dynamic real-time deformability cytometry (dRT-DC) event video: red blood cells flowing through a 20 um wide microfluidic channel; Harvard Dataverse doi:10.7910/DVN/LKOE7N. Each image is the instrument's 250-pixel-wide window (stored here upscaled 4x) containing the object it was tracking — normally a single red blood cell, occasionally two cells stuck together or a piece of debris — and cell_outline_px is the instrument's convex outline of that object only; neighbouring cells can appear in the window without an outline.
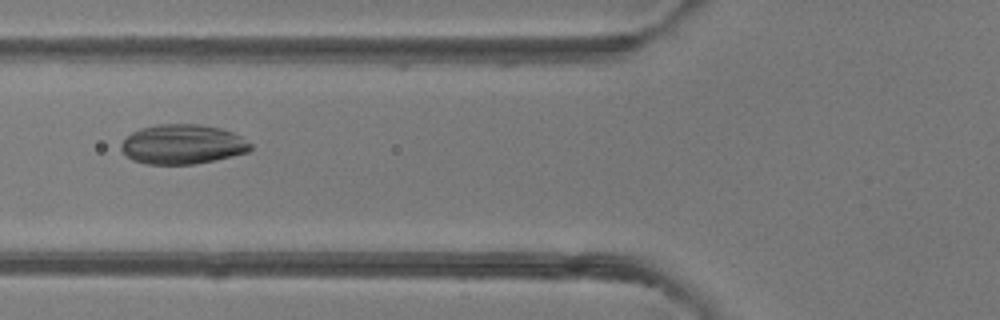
{"species": "common noctule bat (a hibernating species)", "species_latin": "Nyctalus noctula", "temperature_condition": "room temperature", "stored_images_in_passage": 8, "camera_frame_rate_fps": 3000, "um_per_image_px": 0.085, "animal": {"sex": "female"}, "frame": {"image": 1, "passage_image": 6, "time_ms": 5.667, "image_size_px": [1000, 320], "cell_outline_px": [[252, 148], [248, 152], [216, 160], [196, 164], [144, 164], [132, 160], [120, 148], [120, 144], [132, 132], [140, 128], [160, 124], [200, 124], [220, 128], [232, 132], [240, 136], [252, 144]], "centroid_in_image_um": [15.53, 12.27], "position_along_channel_um": 110.3, "area_um2": 29.94}}
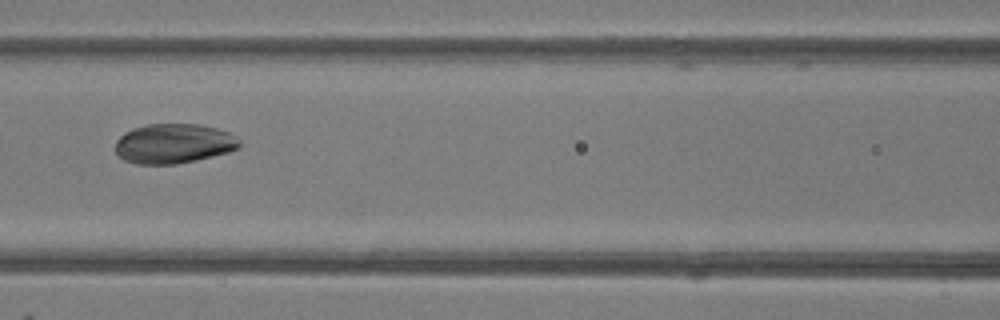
{"frame": {"image": 2, "passage_image": 7, "time_ms": 6.667, "image_size_px": [1000, 320], "cell_outline_px": [[240, 148], [228, 152], [196, 160], [176, 164], [136, 164], [124, 160], [116, 152], [116, 140], [124, 132], [132, 128], [148, 124], [200, 124], [216, 128], [228, 132], [236, 136], [240, 140]], "centroid_in_image_um": [14.77, 12.2], "position_along_channel_um": 151.8, "area_um2": 28.84}}